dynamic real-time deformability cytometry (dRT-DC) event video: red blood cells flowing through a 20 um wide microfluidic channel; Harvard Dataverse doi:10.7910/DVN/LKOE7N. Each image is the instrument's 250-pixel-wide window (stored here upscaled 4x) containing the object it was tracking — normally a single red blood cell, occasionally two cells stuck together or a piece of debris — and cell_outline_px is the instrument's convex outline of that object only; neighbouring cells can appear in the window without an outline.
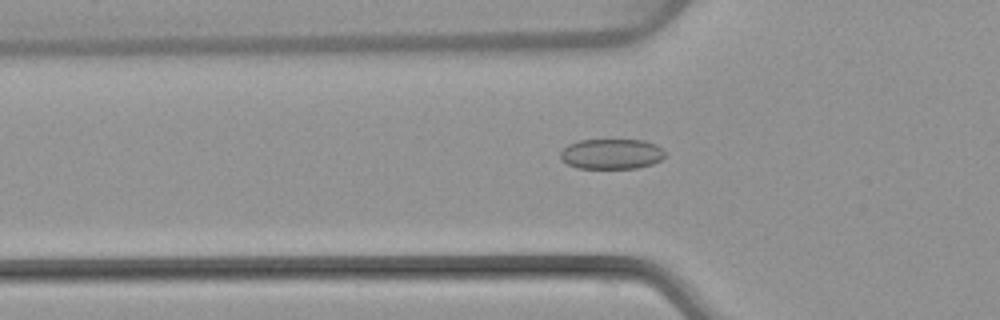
{"species": "common noctule bat (a hibernating species)", "species_latin": "Nyctalus noctula", "temperature_condition": "warm", "stored_images_in_passage": 51, "camera_frame_rate_fps": 3000, "um_per_image_px": 0.085, "animal": {"sex": "female", "body_mass_g": 22.7, "forearm_length_mm": 54.2}, "frame": {"image": 1, "passage_image": 17, "time_ms": 5.333, "image_size_px": [1000, 320], "cell_outline_px": [[664, 156], [660, 160], [652, 164], [636, 168], [576, 168], [560, 160], [560, 152], [568, 144], [580, 140], [644, 140], [656, 144], [664, 152]], "centroid_in_image_um": [51.94, 13.08], "position_along_channel_um": 73.9, "area_um2": 18.44}}
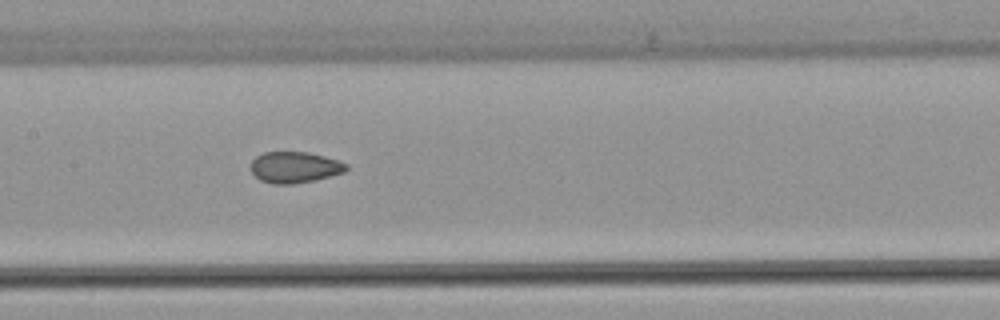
{"frame": {"image": 2, "passage_image": 25, "time_ms": 8.0, "image_size_px": [1000, 320], "cell_outline_px": [[348, 168], [344, 172], [312, 180], [292, 184], [272, 184], [260, 180], [252, 172], [252, 160], [256, 156], [264, 152], [308, 152], [324, 156], [348, 164]], "centroid_in_image_um": [25.03, 14.21], "position_along_channel_um": 182.4, "area_um2": 17.11}}
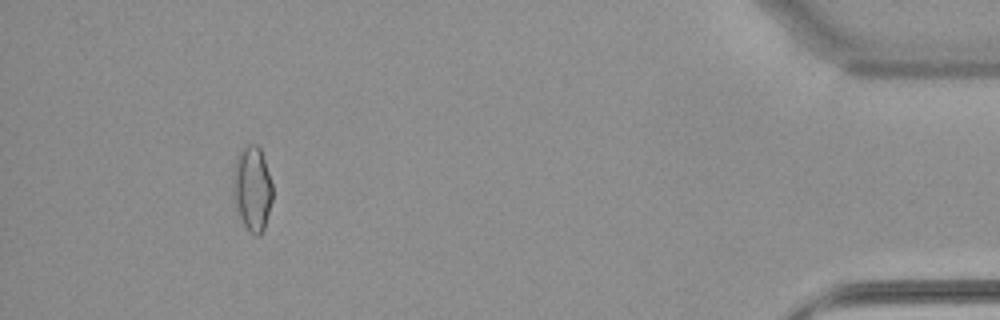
{"frame": {"image": 3, "passage_image": 47, "time_ms": 15.333, "image_size_px": [1000, 320], "cell_outline_px": [[272, 200], [264, 228], [260, 236], [256, 236], [248, 232], [240, 216], [232, 196], [232, 184], [236, 156], [240, 148], [244, 144], [256, 144], [260, 148], [272, 184]], "centroid_in_image_um": [21.42, 16.01], "position_along_channel_um": 413.8, "area_um2": 19.65}, "authors_computed_cell_mechanics": {"area_um2": 18.3804, "velocity_mm_per_s": 4.0418, "shape_relaxation_time_tau1_ms": null, "shape_relaxation_time_tau2_ms": 1.1777, "deformation_change_tau1": null, "deformation_change_tau2": 0.0693}}